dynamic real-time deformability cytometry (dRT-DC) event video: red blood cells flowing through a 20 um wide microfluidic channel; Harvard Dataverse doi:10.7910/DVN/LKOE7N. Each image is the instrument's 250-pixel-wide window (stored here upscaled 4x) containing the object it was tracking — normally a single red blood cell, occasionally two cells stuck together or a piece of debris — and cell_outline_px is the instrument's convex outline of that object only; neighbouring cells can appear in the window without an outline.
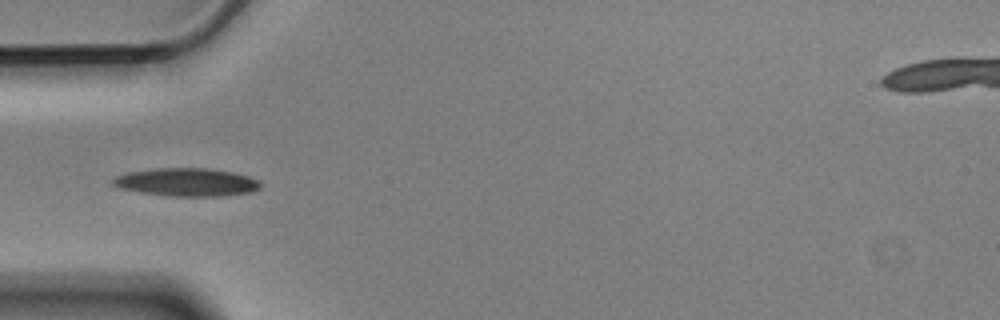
{"species": "Egyptian fruit bat (a non-hibernating species)", "species_latin": "Rousettus aegyptiacus", "temperature_condition": "cold", "stored_images_in_passage": 3, "camera_frame_rate_fps": 3000, "um_per_image_px": 0.085, "animal": {"sex": "male"}, "frame": {"image": 1, "passage_image": 2, "time_ms": 0.333, "image_size_px": [1000, 320], "cell_outline_px": [[260, 188], [248, 192], [220, 196], [172, 196], [140, 192], [120, 188], [112, 184], [108, 180], [116, 176], [128, 172], [156, 168], [204, 168], [232, 172], [248, 176], [260, 180]], "centroid_in_image_um": [15.82, 15.48], "position_along_channel_um": 69.2, "area_um2": 24.04}}
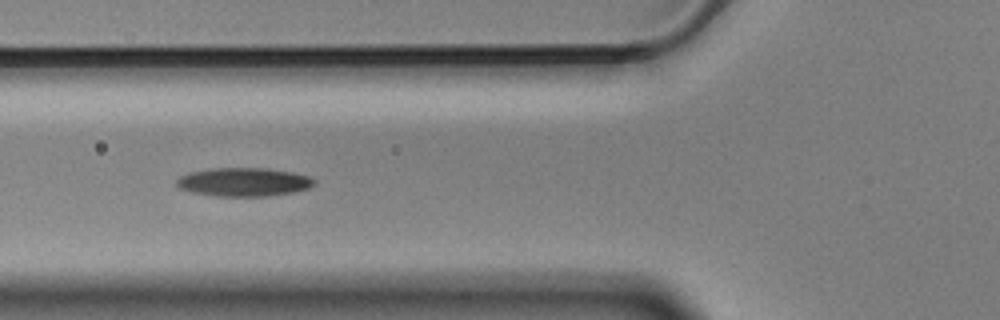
{"frame": {"image": 2, "passage_image": 3, "time_ms": 0.667, "image_size_px": [1000, 320], "cell_outline_px": [[316, 184], [308, 188], [292, 192], [264, 196], [212, 196], [192, 192], [180, 188], [176, 184], [176, 180], [180, 176], [188, 172], [212, 168], [268, 168], [292, 172], [308, 176], [316, 180]], "centroid_in_image_um": [20.7, 15.46], "position_along_channel_um": 105.1, "area_um2": 22.95}}